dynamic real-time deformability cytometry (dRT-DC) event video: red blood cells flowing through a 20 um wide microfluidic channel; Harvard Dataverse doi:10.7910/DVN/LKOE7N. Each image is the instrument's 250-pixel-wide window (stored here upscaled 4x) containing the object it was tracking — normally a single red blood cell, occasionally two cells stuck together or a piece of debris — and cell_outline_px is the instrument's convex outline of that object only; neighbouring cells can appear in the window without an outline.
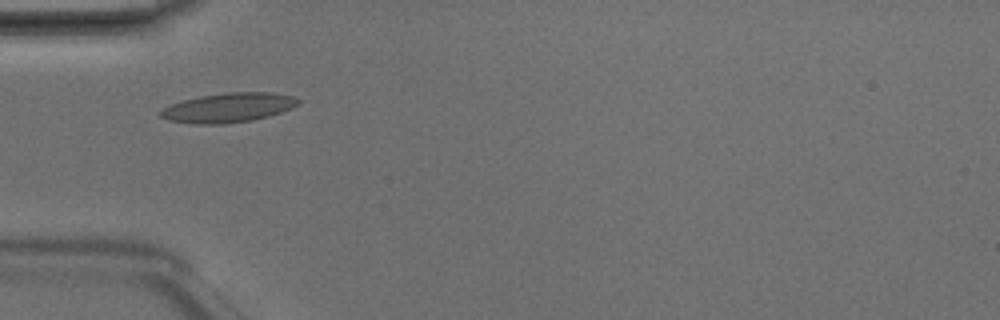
{"species": "Egyptian fruit bat (a non-hibernating species)", "species_latin": "Rousettus aegyptiacus", "temperature_condition": "room temperature", "stored_images_in_passage": 4, "camera_frame_rate_fps": 3000, "um_per_image_px": 0.085, "animal": {"sex": "male"}, "frame": {"image": 1, "passage_image": 3, "time_ms": 0.667, "image_size_px": [1000, 320], "cell_outline_px": [[300, 104], [280, 112], [268, 116], [252, 120], [224, 124], [192, 124], [168, 120], [160, 116], [156, 112], [160, 108], [168, 104], [200, 96], [228, 92], [272, 92], [292, 96], [300, 100]], "centroid_in_image_um": [19.34, 9.15], "position_along_channel_um": 65.7, "area_um2": 23.81}}